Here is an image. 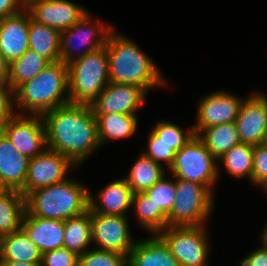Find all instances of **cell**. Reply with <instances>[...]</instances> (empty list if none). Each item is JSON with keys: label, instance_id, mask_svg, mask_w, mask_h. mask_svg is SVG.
Listing matches in <instances>:
<instances>
[{"label": "cell", "instance_id": "6da1fadb", "mask_svg": "<svg viewBox=\"0 0 267 266\" xmlns=\"http://www.w3.org/2000/svg\"><path fill=\"white\" fill-rule=\"evenodd\" d=\"M41 116L47 148L64 155L76 167L101 147L97 120L90 105L69 102Z\"/></svg>", "mask_w": 267, "mask_h": 266}, {"label": "cell", "instance_id": "7a4b0ae2", "mask_svg": "<svg viewBox=\"0 0 267 266\" xmlns=\"http://www.w3.org/2000/svg\"><path fill=\"white\" fill-rule=\"evenodd\" d=\"M106 49L109 66V82L135 85L149 89L163 87L165 82L154 61L147 57L139 45L113 29L107 37Z\"/></svg>", "mask_w": 267, "mask_h": 266}, {"label": "cell", "instance_id": "3957f363", "mask_svg": "<svg viewBox=\"0 0 267 266\" xmlns=\"http://www.w3.org/2000/svg\"><path fill=\"white\" fill-rule=\"evenodd\" d=\"M16 114L42 115L70 102L68 64L50 62L15 91ZM19 107V108H18Z\"/></svg>", "mask_w": 267, "mask_h": 266}, {"label": "cell", "instance_id": "277c9868", "mask_svg": "<svg viewBox=\"0 0 267 266\" xmlns=\"http://www.w3.org/2000/svg\"><path fill=\"white\" fill-rule=\"evenodd\" d=\"M90 190L71 178L34 190L26 197V211L36 217L68 220L89 210Z\"/></svg>", "mask_w": 267, "mask_h": 266}, {"label": "cell", "instance_id": "5b68a950", "mask_svg": "<svg viewBox=\"0 0 267 266\" xmlns=\"http://www.w3.org/2000/svg\"><path fill=\"white\" fill-rule=\"evenodd\" d=\"M70 103L91 105L109 83L106 46L68 64Z\"/></svg>", "mask_w": 267, "mask_h": 266}, {"label": "cell", "instance_id": "8992f818", "mask_svg": "<svg viewBox=\"0 0 267 266\" xmlns=\"http://www.w3.org/2000/svg\"><path fill=\"white\" fill-rule=\"evenodd\" d=\"M176 199L168 214V226H201L214 210V192L193 181L175 178Z\"/></svg>", "mask_w": 267, "mask_h": 266}, {"label": "cell", "instance_id": "52a82bcc", "mask_svg": "<svg viewBox=\"0 0 267 266\" xmlns=\"http://www.w3.org/2000/svg\"><path fill=\"white\" fill-rule=\"evenodd\" d=\"M218 161L206 149L204 143L194 135L178 152L168 172L175 178L193 181L208 187H213L219 179Z\"/></svg>", "mask_w": 267, "mask_h": 266}, {"label": "cell", "instance_id": "ba28073f", "mask_svg": "<svg viewBox=\"0 0 267 266\" xmlns=\"http://www.w3.org/2000/svg\"><path fill=\"white\" fill-rule=\"evenodd\" d=\"M88 12L76 24L60 33V61L69 64L73 60L96 51L106 45L112 25L92 20ZM77 52V53H76Z\"/></svg>", "mask_w": 267, "mask_h": 266}, {"label": "cell", "instance_id": "9c48e42d", "mask_svg": "<svg viewBox=\"0 0 267 266\" xmlns=\"http://www.w3.org/2000/svg\"><path fill=\"white\" fill-rule=\"evenodd\" d=\"M206 225L167 226L158 235L180 266H207L210 253Z\"/></svg>", "mask_w": 267, "mask_h": 266}, {"label": "cell", "instance_id": "30bf717a", "mask_svg": "<svg viewBox=\"0 0 267 266\" xmlns=\"http://www.w3.org/2000/svg\"><path fill=\"white\" fill-rule=\"evenodd\" d=\"M0 130L19 153L33 159L47 149L46 132L41 115L15 114Z\"/></svg>", "mask_w": 267, "mask_h": 266}, {"label": "cell", "instance_id": "8fae6325", "mask_svg": "<svg viewBox=\"0 0 267 266\" xmlns=\"http://www.w3.org/2000/svg\"><path fill=\"white\" fill-rule=\"evenodd\" d=\"M92 243L96 249L115 251L128 257L136 241L131 237L127 216L91 213Z\"/></svg>", "mask_w": 267, "mask_h": 266}, {"label": "cell", "instance_id": "7c38bea8", "mask_svg": "<svg viewBox=\"0 0 267 266\" xmlns=\"http://www.w3.org/2000/svg\"><path fill=\"white\" fill-rule=\"evenodd\" d=\"M74 168L67 157L47 148L29 160L27 178L20 193L26 197L36 189L59 183L68 178L66 175Z\"/></svg>", "mask_w": 267, "mask_h": 266}, {"label": "cell", "instance_id": "4fadbf2b", "mask_svg": "<svg viewBox=\"0 0 267 266\" xmlns=\"http://www.w3.org/2000/svg\"><path fill=\"white\" fill-rule=\"evenodd\" d=\"M243 101L244 99L226 91L203 96L197 103L196 124L192 125L194 134L197 135L207 127L235 122Z\"/></svg>", "mask_w": 267, "mask_h": 266}, {"label": "cell", "instance_id": "5bb4252c", "mask_svg": "<svg viewBox=\"0 0 267 266\" xmlns=\"http://www.w3.org/2000/svg\"><path fill=\"white\" fill-rule=\"evenodd\" d=\"M147 92L135 85L109 82L90 105L94 114H133L143 105Z\"/></svg>", "mask_w": 267, "mask_h": 266}, {"label": "cell", "instance_id": "9a60e30c", "mask_svg": "<svg viewBox=\"0 0 267 266\" xmlns=\"http://www.w3.org/2000/svg\"><path fill=\"white\" fill-rule=\"evenodd\" d=\"M235 122L241 143L263 144L267 129V95L255 92L244 98Z\"/></svg>", "mask_w": 267, "mask_h": 266}, {"label": "cell", "instance_id": "2e32d148", "mask_svg": "<svg viewBox=\"0 0 267 266\" xmlns=\"http://www.w3.org/2000/svg\"><path fill=\"white\" fill-rule=\"evenodd\" d=\"M26 9L33 20L60 32L76 24L89 12L69 0H34Z\"/></svg>", "mask_w": 267, "mask_h": 266}, {"label": "cell", "instance_id": "e0dca14e", "mask_svg": "<svg viewBox=\"0 0 267 266\" xmlns=\"http://www.w3.org/2000/svg\"><path fill=\"white\" fill-rule=\"evenodd\" d=\"M29 24L26 8L0 20V54L9 64L29 49Z\"/></svg>", "mask_w": 267, "mask_h": 266}, {"label": "cell", "instance_id": "ac0fdd59", "mask_svg": "<svg viewBox=\"0 0 267 266\" xmlns=\"http://www.w3.org/2000/svg\"><path fill=\"white\" fill-rule=\"evenodd\" d=\"M96 196L89 193L91 213L127 216V211L132 209L133 192L124 178L109 182Z\"/></svg>", "mask_w": 267, "mask_h": 266}, {"label": "cell", "instance_id": "d6986e66", "mask_svg": "<svg viewBox=\"0 0 267 266\" xmlns=\"http://www.w3.org/2000/svg\"><path fill=\"white\" fill-rule=\"evenodd\" d=\"M29 160L17 151L0 130V181L7 190L20 192L23 189Z\"/></svg>", "mask_w": 267, "mask_h": 266}, {"label": "cell", "instance_id": "ffe728a7", "mask_svg": "<svg viewBox=\"0 0 267 266\" xmlns=\"http://www.w3.org/2000/svg\"><path fill=\"white\" fill-rule=\"evenodd\" d=\"M22 229L41 254L63 247L64 221L62 220L36 217L26 211Z\"/></svg>", "mask_w": 267, "mask_h": 266}, {"label": "cell", "instance_id": "44dd1931", "mask_svg": "<svg viewBox=\"0 0 267 266\" xmlns=\"http://www.w3.org/2000/svg\"><path fill=\"white\" fill-rule=\"evenodd\" d=\"M127 266H180L170 248L158 235L136 240L127 257Z\"/></svg>", "mask_w": 267, "mask_h": 266}, {"label": "cell", "instance_id": "7402d4cb", "mask_svg": "<svg viewBox=\"0 0 267 266\" xmlns=\"http://www.w3.org/2000/svg\"><path fill=\"white\" fill-rule=\"evenodd\" d=\"M42 254L23 229L0 236V262L41 263Z\"/></svg>", "mask_w": 267, "mask_h": 266}, {"label": "cell", "instance_id": "603a6c76", "mask_svg": "<svg viewBox=\"0 0 267 266\" xmlns=\"http://www.w3.org/2000/svg\"><path fill=\"white\" fill-rule=\"evenodd\" d=\"M97 120L100 146L132 136L138 127V115L133 114H94Z\"/></svg>", "mask_w": 267, "mask_h": 266}, {"label": "cell", "instance_id": "cb8c5ba5", "mask_svg": "<svg viewBox=\"0 0 267 266\" xmlns=\"http://www.w3.org/2000/svg\"><path fill=\"white\" fill-rule=\"evenodd\" d=\"M197 137L217 161L233 146L241 143L236 122L207 127Z\"/></svg>", "mask_w": 267, "mask_h": 266}, {"label": "cell", "instance_id": "d4e9b609", "mask_svg": "<svg viewBox=\"0 0 267 266\" xmlns=\"http://www.w3.org/2000/svg\"><path fill=\"white\" fill-rule=\"evenodd\" d=\"M132 207L137 223L150 234H159L168 226V215L145 192L133 194Z\"/></svg>", "mask_w": 267, "mask_h": 266}, {"label": "cell", "instance_id": "484cf974", "mask_svg": "<svg viewBox=\"0 0 267 266\" xmlns=\"http://www.w3.org/2000/svg\"><path fill=\"white\" fill-rule=\"evenodd\" d=\"M60 33L55 28L36 22L30 15L29 49L49 62L60 61Z\"/></svg>", "mask_w": 267, "mask_h": 266}, {"label": "cell", "instance_id": "4316f807", "mask_svg": "<svg viewBox=\"0 0 267 266\" xmlns=\"http://www.w3.org/2000/svg\"><path fill=\"white\" fill-rule=\"evenodd\" d=\"M91 244L92 226L90 210L64 221V248L80 256L91 249L89 247Z\"/></svg>", "mask_w": 267, "mask_h": 266}, {"label": "cell", "instance_id": "83f0119b", "mask_svg": "<svg viewBox=\"0 0 267 266\" xmlns=\"http://www.w3.org/2000/svg\"><path fill=\"white\" fill-rule=\"evenodd\" d=\"M137 158L134 164H132L128 175L123 177L131 187L133 194L146 192L165 176L164 165L156 163L142 152Z\"/></svg>", "mask_w": 267, "mask_h": 266}, {"label": "cell", "instance_id": "f1b7e54d", "mask_svg": "<svg viewBox=\"0 0 267 266\" xmlns=\"http://www.w3.org/2000/svg\"><path fill=\"white\" fill-rule=\"evenodd\" d=\"M26 214L25 197L15 190L0 195V236L22 229Z\"/></svg>", "mask_w": 267, "mask_h": 266}, {"label": "cell", "instance_id": "f546056e", "mask_svg": "<svg viewBox=\"0 0 267 266\" xmlns=\"http://www.w3.org/2000/svg\"><path fill=\"white\" fill-rule=\"evenodd\" d=\"M49 63L42 55L28 49L21 57L9 64L8 84L15 91L21 84L34 78Z\"/></svg>", "mask_w": 267, "mask_h": 266}, {"label": "cell", "instance_id": "4dcf8cb0", "mask_svg": "<svg viewBox=\"0 0 267 266\" xmlns=\"http://www.w3.org/2000/svg\"><path fill=\"white\" fill-rule=\"evenodd\" d=\"M254 145L240 143L228 150L219 160L224 170L234 178L247 177L252 184Z\"/></svg>", "mask_w": 267, "mask_h": 266}, {"label": "cell", "instance_id": "1f68e13d", "mask_svg": "<svg viewBox=\"0 0 267 266\" xmlns=\"http://www.w3.org/2000/svg\"><path fill=\"white\" fill-rule=\"evenodd\" d=\"M152 131L161 140L172 145V149L176 152H178L195 135L192 126L185 131L182 130L179 125L166 120L157 122Z\"/></svg>", "mask_w": 267, "mask_h": 266}, {"label": "cell", "instance_id": "d6a6232c", "mask_svg": "<svg viewBox=\"0 0 267 266\" xmlns=\"http://www.w3.org/2000/svg\"><path fill=\"white\" fill-rule=\"evenodd\" d=\"M163 176L145 193L160 207L167 215L170 213L176 199L175 177Z\"/></svg>", "mask_w": 267, "mask_h": 266}, {"label": "cell", "instance_id": "836d02e7", "mask_svg": "<svg viewBox=\"0 0 267 266\" xmlns=\"http://www.w3.org/2000/svg\"><path fill=\"white\" fill-rule=\"evenodd\" d=\"M78 266H127V256L93 247L79 256Z\"/></svg>", "mask_w": 267, "mask_h": 266}, {"label": "cell", "instance_id": "e575fe53", "mask_svg": "<svg viewBox=\"0 0 267 266\" xmlns=\"http://www.w3.org/2000/svg\"><path fill=\"white\" fill-rule=\"evenodd\" d=\"M148 137V148L142 153L160 165L165 163L169 170L173 164L176 151L172 149V145L161 140L153 131L149 133Z\"/></svg>", "mask_w": 267, "mask_h": 266}, {"label": "cell", "instance_id": "d590c367", "mask_svg": "<svg viewBox=\"0 0 267 266\" xmlns=\"http://www.w3.org/2000/svg\"><path fill=\"white\" fill-rule=\"evenodd\" d=\"M79 256L62 247L42 254L41 266H78Z\"/></svg>", "mask_w": 267, "mask_h": 266}, {"label": "cell", "instance_id": "8d00e7d4", "mask_svg": "<svg viewBox=\"0 0 267 266\" xmlns=\"http://www.w3.org/2000/svg\"><path fill=\"white\" fill-rule=\"evenodd\" d=\"M267 179V146L254 145L252 185L259 186Z\"/></svg>", "mask_w": 267, "mask_h": 266}, {"label": "cell", "instance_id": "74e56055", "mask_svg": "<svg viewBox=\"0 0 267 266\" xmlns=\"http://www.w3.org/2000/svg\"><path fill=\"white\" fill-rule=\"evenodd\" d=\"M15 110L14 90L8 83L0 82V128L16 114Z\"/></svg>", "mask_w": 267, "mask_h": 266}, {"label": "cell", "instance_id": "f35d334b", "mask_svg": "<svg viewBox=\"0 0 267 266\" xmlns=\"http://www.w3.org/2000/svg\"><path fill=\"white\" fill-rule=\"evenodd\" d=\"M240 266H267V250L261 247L255 248L241 260Z\"/></svg>", "mask_w": 267, "mask_h": 266}, {"label": "cell", "instance_id": "ab89813d", "mask_svg": "<svg viewBox=\"0 0 267 266\" xmlns=\"http://www.w3.org/2000/svg\"><path fill=\"white\" fill-rule=\"evenodd\" d=\"M21 0H0V20L24 10Z\"/></svg>", "mask_w": 267, "mask_h": 266}, {"label": "cell", "instance_id": "60d3db41", "mask_svg": "<svg viewBox=\"0 0 267 266\" xmlns=\"http://www.w3.org/2000/svg\"><path fill=\"white\" fill-rule=\"evenodd\" d=\"M9 63L0 54V82L8 83Z\"/></svg>", "mask_w": 267, "mask_h": 266}, {"label": "cell", "instance_id": "b9f144b4", "mask_svg": "<svg viewBox=\"0 0 267 266\" xmlns=\"http://www.w3.org/2000/svg\"><path fill=\"white\" fill-rule=\"evenodd\" d=\"M0 266H41V263H25V262H0Z\"/></svg>", "mask_w": 267, "mask_h": 266}, {"label": "cell", "instance_id": "7bdbcfd3", "mask_svg": "<svg viewBox=\"0 0 267 266\" xmlns=\"http://www.w3.org/2000/svg\"><path fill=\"white\" fill-rule=\"evenodd\" d=\"M260 242H261V248L267 250V224L264 226L263 231L261 232L260 235Z\"/></svg>", "mask_w": 267, "mask_h": 266}, {"label": "cell", "instance_id": "ee69618b", "mask_svg": "<svg viewBox=\"0 0 267 266\" xmlns=\"http://www.w3.org/2000/svg\"><path fill=\"white\" fill-rule=\"evenodd\" d=\"M259 187H263L264 189H265V191H266V193H267V179L265 180V181H263L260 185H259Z\"/></svg>", "mask_w": 267, "mask_h": 266}, {"label": "cell", "instance_id": "f6af8a7d", "mask_svg": "<svg viewBox=\"0 0 267 266\" xmlns=\"http://www.w3.org/2000/svg\"><path fill=\"white\" fill-rule=\"evenodd\" d=\"M7 189L3 186V184L0 181V195L5 192Z\"/></svg>", "mask_w": 267, "mask_h": 266}, {"label": "cell", "instance_id": "bcb514c9", "mask_svg": "<svg viewBox=\"0 0 267 266\" xmlns=\"http://www.w3.org/2000/svg\"><path fill=\"white\" fill-rule=\"evenodd\" d=\"M263 144L267 146V129H266V132H265Z\"/></svg>", "mask_w": 267, "mask_h": 266}]
</instances>
